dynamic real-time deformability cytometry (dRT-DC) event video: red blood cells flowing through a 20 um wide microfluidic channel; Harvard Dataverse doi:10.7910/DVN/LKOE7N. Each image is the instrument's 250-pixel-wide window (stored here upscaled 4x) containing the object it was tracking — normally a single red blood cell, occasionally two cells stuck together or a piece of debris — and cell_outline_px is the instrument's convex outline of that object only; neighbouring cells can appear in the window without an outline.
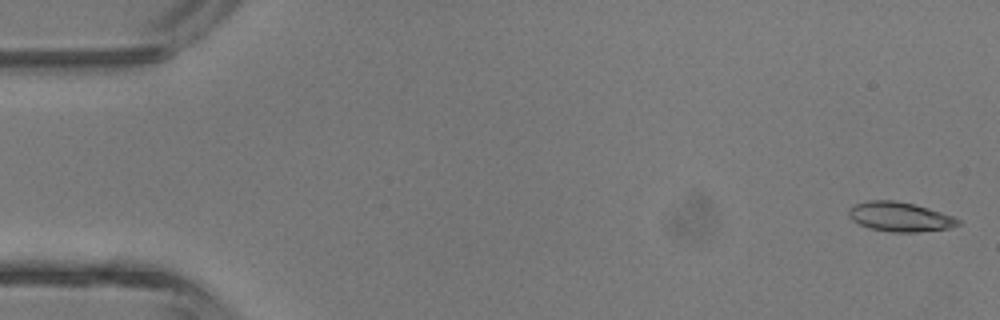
{"species": "common noctule bat (a hibernating species)", "species_latin": "Nyctalus noctula", "temperature_condition": "room temperature", "stored_images_in_passage": 5, "camera_frame_rate_fps": 3000, "um_per_image_px": 0.085, "animal": {"sex": "male", "body_mass_g": 13.3}, "frame": {"image": 1, "passage_image": 1, "time_ms": 0.0, "image_size_px": [1000, 320], "cell_outline_px": [[960, 224], [948, 228], [916, 232], [892, 232], [868, 228], [852, 220], [848, 216], [848, 208], [856, 204], [868, 200], [892, 200], [912, 204], [928, 208], [952, 216], [960, 220]], "centroid_in_image_um": [76.45, 18.43], "position_along_channel_um": 8.6, "area_um2": 18.61}}